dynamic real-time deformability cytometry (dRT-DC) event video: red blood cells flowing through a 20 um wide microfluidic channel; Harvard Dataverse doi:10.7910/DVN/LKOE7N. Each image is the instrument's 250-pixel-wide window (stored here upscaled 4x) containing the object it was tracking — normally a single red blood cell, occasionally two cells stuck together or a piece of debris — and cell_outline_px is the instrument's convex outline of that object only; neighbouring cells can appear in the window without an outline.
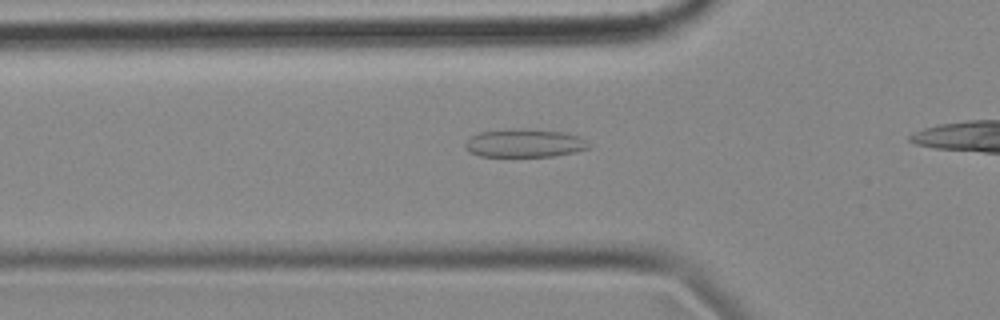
{"species": "common noctule bat (a hibernating species)", "species_latin": "Nyctalus noctula", "temperature_condition": "cold", "stored_images_in_passage": 39, "camera_frame_rate_fps": 3000, "um_per_image_px": 0.085, "animal": {"sex": "female", "body_mass_g": 18.4}, "frame": {"image": 1, "passage_image": 11, "time_ms": 3.333, "image_size_px": [1000, 320], "cell_outline_px": [[592, 144], [588, 148], [576, 152], [552, 156], [480, 156], [464, 148], [464, 144], [472, 136], [480, 132], [524, 128], [560, 132], [580, 136]], "centroid_in_image_um": [44.62, 12.17], "position_along_channel_um": 81.2, "area_um2": 20.17}}
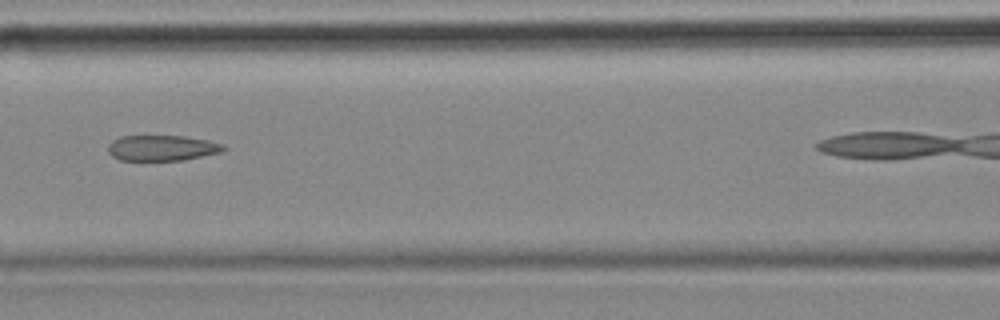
{"frame": {"image": 2, "passage_image": 17, "time_ms": 5.333, "image_size_px": [1000, 320], "cell_outline_px": [[228, 148], [224, 152], [184, 160], [120, 160], [112, 156], [108, 152], [108, 144], [112, 140], [120, 136], [184, 136], [208, 140], [224, 144]], "centroid_in_image_um": [13.82, 12.58], "position_along_channel_um": 152.8, "area_um2": 17.46}}
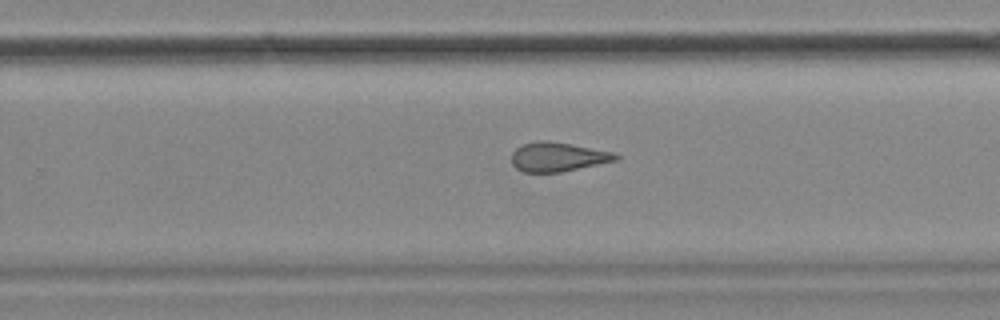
{"frame": {"image": 3, "passage_image": 28, "time_ms": 9.0, "image_size_px": [1000, 320], "cell_outline_px": [[620, 160], [560, 172], [524, 172], [516, 168], [512, 164], [512, 152], [516, 148], [524, 144], [536, 140], [548, 140], [572, 144], [616, 152], [620, 156]], "centroid_in_image_um": [47.46, 13.32], "position_along_channel_um": 282.3, "area_um2": 17.98}}